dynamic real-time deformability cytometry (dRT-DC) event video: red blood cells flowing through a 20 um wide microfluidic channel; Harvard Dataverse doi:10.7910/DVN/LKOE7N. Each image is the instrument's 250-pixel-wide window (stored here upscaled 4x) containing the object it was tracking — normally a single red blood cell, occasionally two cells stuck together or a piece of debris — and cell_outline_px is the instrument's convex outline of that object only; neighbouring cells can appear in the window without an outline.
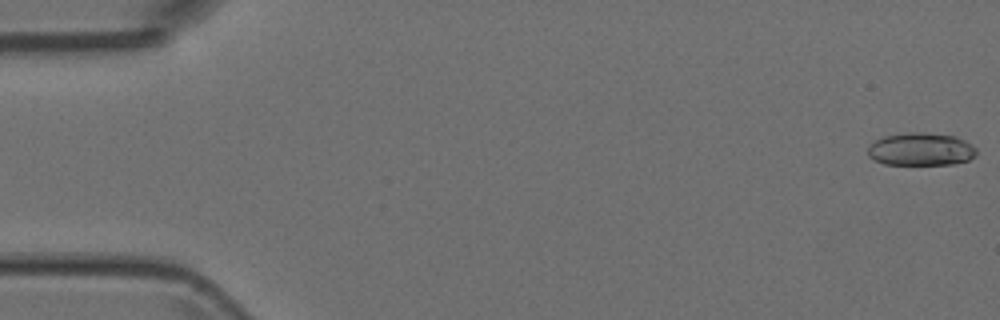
{"species": "Egyptian fruit bat (a non-hibernating species)", "species_latin": "Rousettus aegyptiacus", "temperature_condition": "room temperature", "stored_images_in_passage": 51, "camera_frame_rate_fps": 3000, "um_per_image_px": 0.085, "animal": {"sex": "female"}, "frame": {"image": 1, "passage_image": 1, "time_ms": 0.0, "image_size_px": [1000, 320], "cell_outline_px": [[976, 156], [968, 160], [952, 164], [884, 164], [868, 156], [868, 148], [872, 140], [884, 136], [912, 132], [924, 132], [952, 136], [964, 140], [972, 144], [976, 148]], "centroid_in_image_um": [78.26, 12.68], "position_along_channel_um": 6.7, "area_um2": 20.75}}
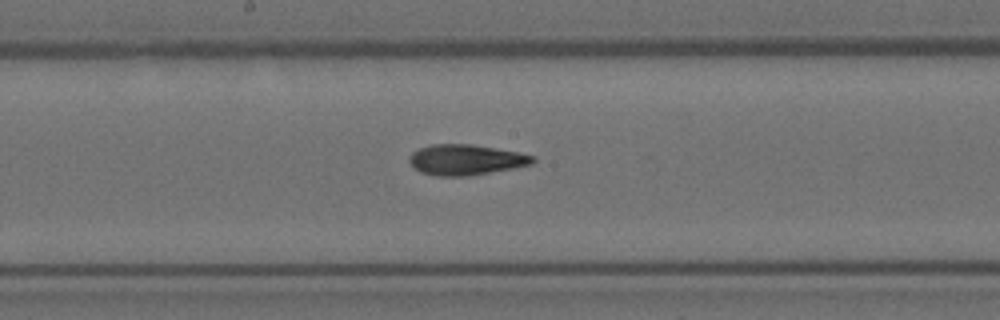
{"frame": {"image": 2, "passage_image": 27, "time_ms": 8.667, "image_size_px": [1000, 320], "cell_outline_px": [[536, 160], [532, 164], [512, 168], [468, 176], [436, 176], [420, 172], [408, 160], [412, 152], [420, 148], [432, 144], [472, 144], [520, 152], [536, 156]], "centroid_in_image_um": [39.62, 13.57], "position_along_channel_um": 208.6, "area_um2": 21.96}}
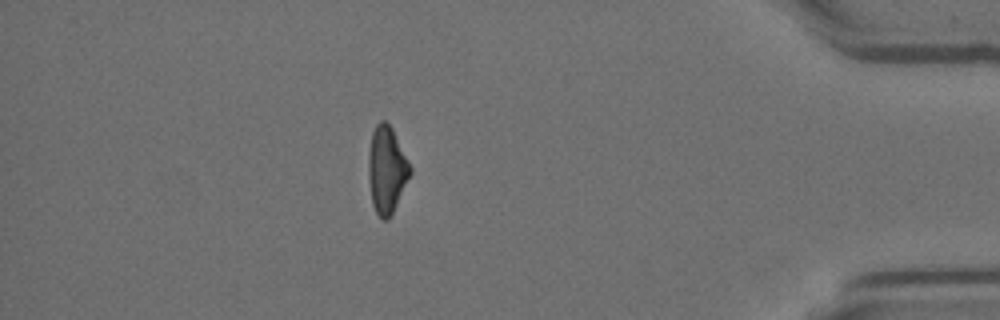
{"frame": {"image": 3, "passage_image": 45, "time_ms": 14.667, "image_size_px": [1000, 320], "cell_outline_px": [[412, 172], [388, 220], [384, 220], [376, 212], [372, 204], [368, 176], [368, 152], [372, 132], [376, 124], [380, 120], [384, 120], [392, 128], [412, 168]], "centroid_in_image_um": [32.85, 14.4], "position_along_channel_um": 402.3, "area_um2": 20.98}}